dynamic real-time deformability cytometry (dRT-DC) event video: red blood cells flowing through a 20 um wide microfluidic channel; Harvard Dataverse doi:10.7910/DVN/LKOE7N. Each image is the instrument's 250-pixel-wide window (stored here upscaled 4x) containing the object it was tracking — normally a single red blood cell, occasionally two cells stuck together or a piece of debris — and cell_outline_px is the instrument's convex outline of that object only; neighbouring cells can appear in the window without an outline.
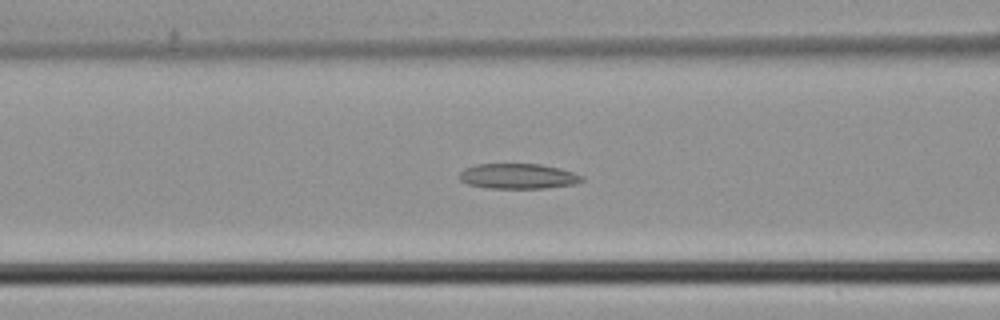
{"species": "common noctule bat (a hibernating species)", "species_latin": "Nyctalus noctula", "temperature_condition": "cold", "stored_images_in_passage": 31, "camera_frame_rate_fps": 3000, "um_per_image_px": 0.085, "animal": {"sex": "male", "body_mass_g": 21.5, "forearm_length_mm": 52.0}, "frame": {"image": 1, "passage_image": 4, "time_ms": 1.0, "image_size_px": [1000, 320], "cell_outline_px": [[584, 180], [576, 184], [544, 188], [488, 188], [468, 184], [460, 180], [460, 172], [464, 168], [476, 164], [540, 164], [560, 168], [584, 176]], "centroid_in_image_um": [44.05, 14.97], "position_along_channel_um": 122.5, "area_um2": 18.03}}
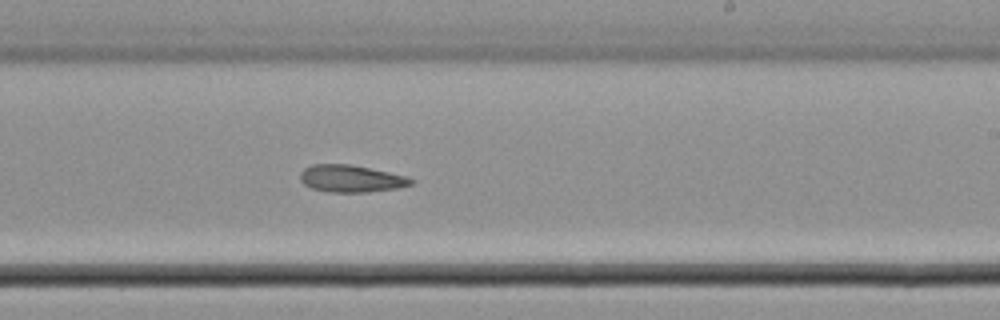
{"frame": {"image": 2, "passage_image": 13, "time_ms": 4.0, "image_size_px": [1000, 320], "cell_outline_px": [[416, 180], [412, 184], [396, 188], [368, 192], [328, 192], [312, 188], [304, 184], [300, 180], [300, 172], [304, 168], [312, 164], [348, 164], [408, 176]], "centroid_in_image_um": [29.83, 15.18], "position_along_channel_um": 259.2, "area_um2": 17.51}}
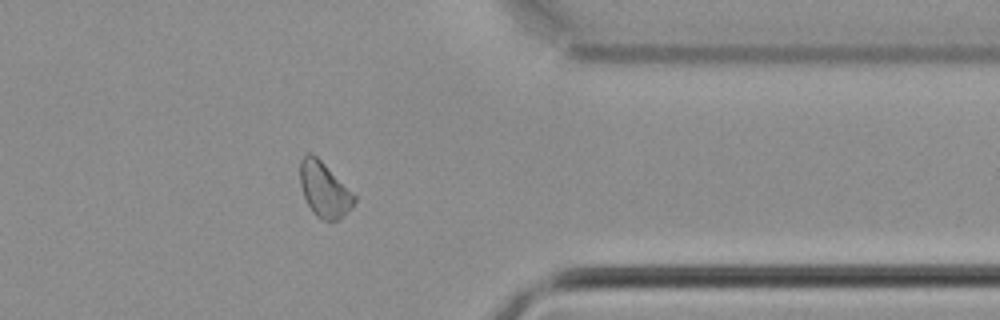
{"frame": {"image": 3, "passage_image": 22, "time_ms": 7.0, "image_size_px": [1000, 320], "cell_outline_px": [[356, 200], [336, 220], [320, 220], [312, 212], [304, 196], [300, 184], [300, 160], [308, 152], [312, 152], [356, 196]], "centroid_in_image_um": [27.51, 16.09], "position_along_channel_um": 383.9, "area_um2": 16.82}}